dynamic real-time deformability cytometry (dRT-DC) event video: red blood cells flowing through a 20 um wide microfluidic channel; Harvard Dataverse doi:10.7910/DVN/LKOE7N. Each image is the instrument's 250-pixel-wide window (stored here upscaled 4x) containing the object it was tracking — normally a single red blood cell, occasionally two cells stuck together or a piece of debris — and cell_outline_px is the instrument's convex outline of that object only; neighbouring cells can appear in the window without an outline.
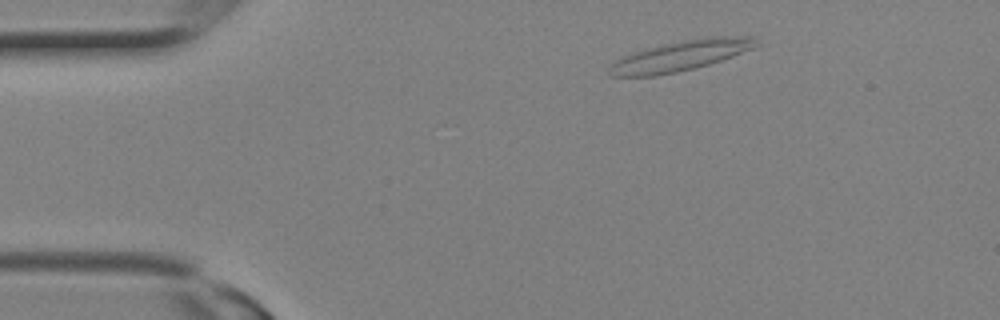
{"species": "Egyptian fruit bat (a non-hibernating species)", "species_latin": "Rousettus aegyptiacus", "temperature_condition": "room temperature", "stored_images_in_passage": 3, "camera_frame_rate_fps": 3000, "um_per_image_px": 0.085, "animal": {"sex": "female"}, "frame": {"image": 1, "passage_image": 3, "time_ms": 0.667, "image_size_px": [1000, 320], "cell_outline_px": [[764, 44], [756, 48], [696, 68], [656, 76], [608, 76], [608, 68], [616, 60], [624, 56], [648, 48], [664, 44], [684, 40], [708, 36], [760, 36]], "centroid_in_image_um": [57.99, 4.72], "position_along_channel_um": 27.0, "area_um2": 26.24}}